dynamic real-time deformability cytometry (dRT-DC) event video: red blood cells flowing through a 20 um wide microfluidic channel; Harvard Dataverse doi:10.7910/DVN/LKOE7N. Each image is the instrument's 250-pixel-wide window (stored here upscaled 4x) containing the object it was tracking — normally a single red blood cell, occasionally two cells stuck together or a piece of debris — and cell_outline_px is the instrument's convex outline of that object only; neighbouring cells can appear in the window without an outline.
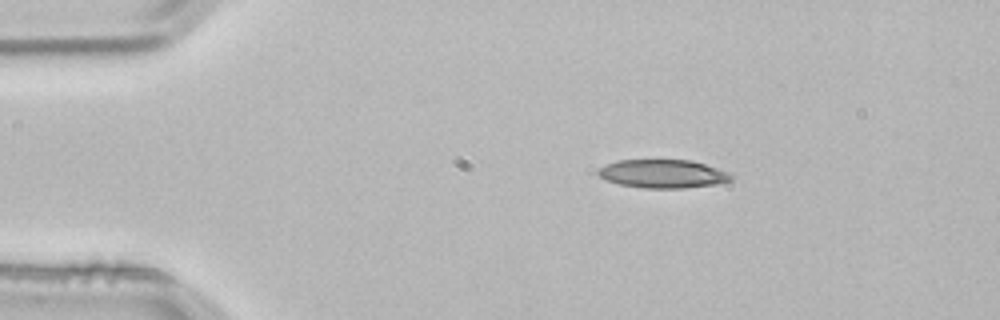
{"species": "common noctule bat (a hibernating species)", "species_latin": "Nyctalus noctula", "temperature_condition": "room temperature", "stored_images_in_passage": 1, "camera_frame_rate_fps": 3000, "um_per_image_px": 0.085, "animal": {"sex": "male", "body_mass_g": 21.5, "forearm_length_mm": 52.0}, "frame": {"image": 1, "passage_image": 1, "time_ms": 0.0, "image_size_px": [1000, 320], "cell_outline_px": [[736, 176], [732, 180], [720, 184], [684, 188], [644, 188], [620, 184], [608, 180], [600, 176], [596, 172], [604, 164], [616, 160], [692, 160], [732, 172]], "centroid_in_image_um": [56.43, 14.77], "position_along_channel_um": 28.6, "area_um2": 22.37}}